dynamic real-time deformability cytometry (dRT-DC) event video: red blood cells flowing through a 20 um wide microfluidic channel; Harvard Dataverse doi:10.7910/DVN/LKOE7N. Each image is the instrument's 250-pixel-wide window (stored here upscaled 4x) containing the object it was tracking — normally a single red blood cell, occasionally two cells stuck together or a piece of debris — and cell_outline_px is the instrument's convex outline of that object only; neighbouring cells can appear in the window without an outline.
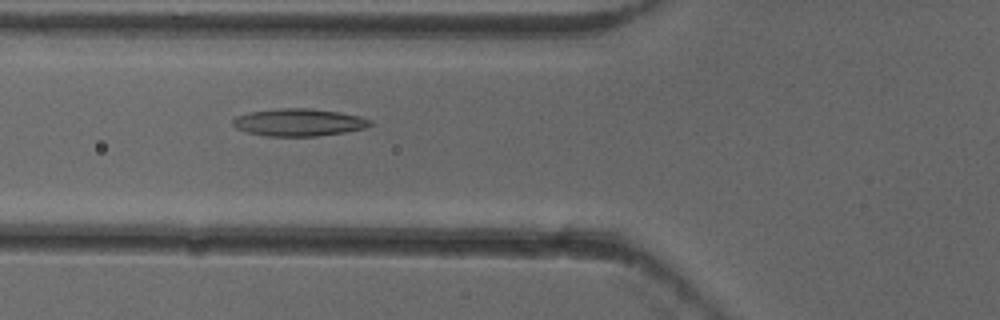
{"species": "common noctule bat (a hibernating species)", "species_latin": "Nyctalus noctula", "temperature_condition": "cold", "stored_images_in_passage": 53, "camera_frame_rate_fps": 3000, "um_per_image_px": 0.085, "animal": {"sex": "female"}, "frame": {"image": 1, "passage_image": 20, "time_ms": 6.333, "image_size_px": [1000, 320], "cell_outline_px": [[372, 124], [364, 128], [344, 132], [316, 136], [268, 136], [248, 132], [236, 128], [232, 124], [232, 120], [236, 116], [248, 112], [280, 108], [312, 108], [340, 112], [360, 116], [372, 120]], "centroid_in_image_um": [25.39, 10.39], "position_along_channel_um": 100.4, "area_um2": 21.96}}
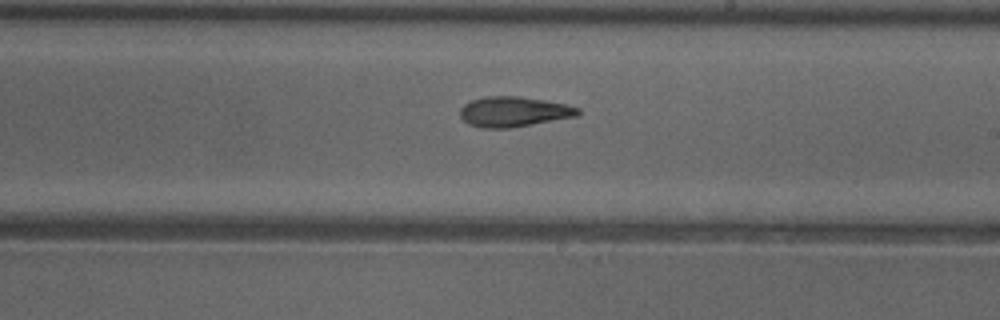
{"frame": {"image": 2, "passage_image": 31, "time_ms": 10.0, "image_size_px": [1000, 320], "cell_outline_px": [[580, 116], [508, 128], [484, 128], [468, 124], [460, 116], [460, 108], [464, 104], [472, 100], [484, 96], [520, 96], [544, 100], [564, 104], [580, 108]], "centroid_in_image_um": [43.67, 9.49], "position_along_channel_um": 245.3, "area_um2": 20.75}}
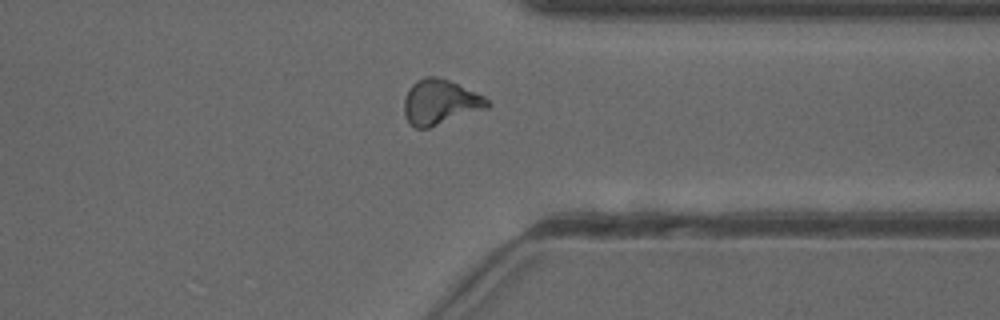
{"frame": {"image": 3, "passage_image": 41, "time_ms": 13.333, "image_size_px": [1000, 320], "cell_outline_px": [[492, 104], [488, 108], [428, 128], [416, 128], [408, 124], [404, 112], [404, 100], [412, 84], [424, 76], [436, 76], [448, 80], [484, 96]], "centroid_in_image_um": [37.41, 8.69], "position_along_channel_um": 374.0, "area_um2": 21.73}, "authors_computed_cell_mechanics": {"area_um2": 20.808, "velocity_mm_per_s": 3.9341, "shape_relaxation_time_tau1_ms": 10.5362, "shape_relaxation_time_tau2_ms": 4.7129, "deformation_change_tau1": 0.2586, "deformation_change_tau2": 0.1412}}